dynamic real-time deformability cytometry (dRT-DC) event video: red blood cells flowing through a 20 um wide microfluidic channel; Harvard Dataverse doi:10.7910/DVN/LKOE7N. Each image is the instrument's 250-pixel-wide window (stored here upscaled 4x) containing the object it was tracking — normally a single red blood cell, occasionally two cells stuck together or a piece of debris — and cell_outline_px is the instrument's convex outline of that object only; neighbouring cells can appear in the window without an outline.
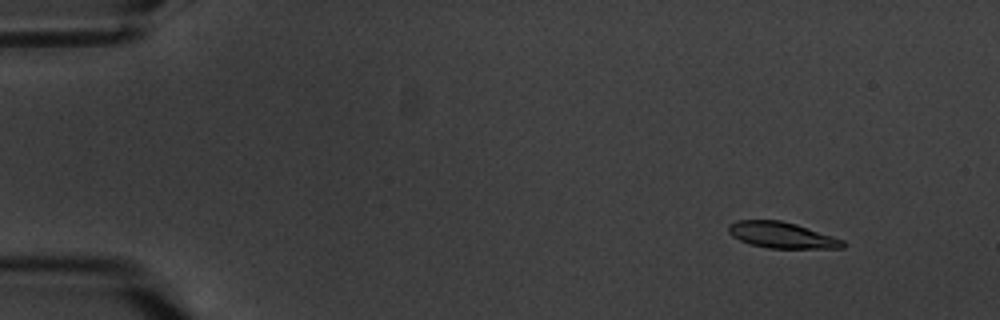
{"species": "common noctule bat (a hibernating species)", "species_latin": "Nyctalus noctula", "temperature_condition": "warm", "stored_images_in_passage": 5, "camera_frame_rate_fps": 3000, "um_per_image_px": 0.085, "animal": {"sex": "male", "body_mass_g": 20.1, "forearm_length_mm": 53.5}, "frame": {"image": 1, "passage_image": 1, "time_ms": 0.0, "image_size_px": [1000, 320], "cell_outline_px": [[848, 244], [844, 248], [768, 248], [748, 244], [732, 236], [728, 232], [728, 224], [736, 220], [780, 220], [796, 224], [844, 240]], "centroid_in_image_um": [66.44, 19.99], "position_along_channel_um": 18.6, "area_um2": 17.46}}
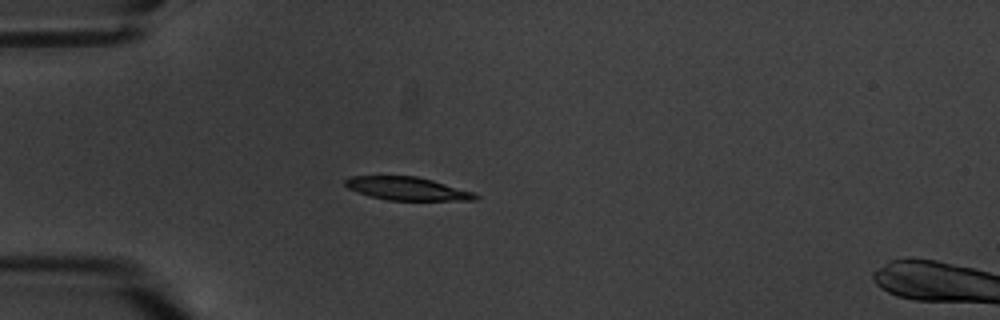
{"frame": {"image": 2, "passage_image": 4, "time_ms": 3.667, "image_size_px": [1000, 320], "cell_outline_px": [[480, 196], [476, 200], [388, 200], [368, 196], [348, 188], [344, 184], [344, 180], [352, 176], [416, 176], [432, 180], [476, 192]], "centroid_in_image_um": [34.64, 16.03], "position_along_channel_um": 50.4, "area_um2": 17.63}}